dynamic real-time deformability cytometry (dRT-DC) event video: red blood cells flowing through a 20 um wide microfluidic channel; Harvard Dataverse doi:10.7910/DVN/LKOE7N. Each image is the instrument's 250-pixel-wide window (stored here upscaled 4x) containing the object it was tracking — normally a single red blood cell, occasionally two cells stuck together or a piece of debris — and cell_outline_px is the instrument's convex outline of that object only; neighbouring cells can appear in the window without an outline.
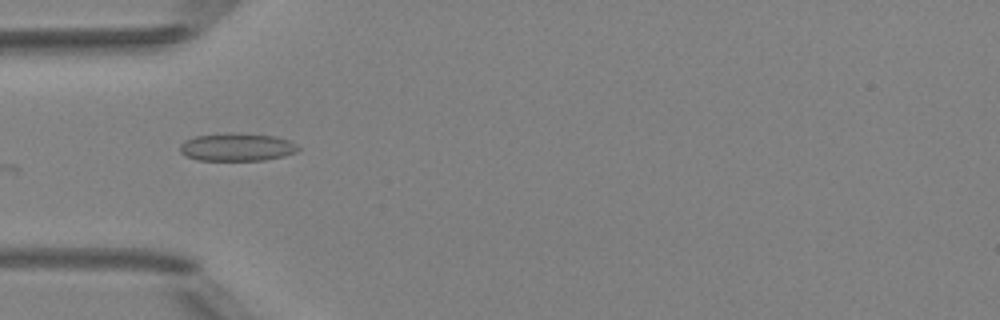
{"species": "Egyptian fruit bat (a non-hibernating species)", "species_latin": "Rousettus aegyptiacus", "temperature_condition": "room temperature", "stored_images_in_passage": 7, "camera_frame_rate_fps": 3000, "um_per_image_px": 0.085, "animal": {"sex": "female"}, "frame": {"image": 1, "passage_image": 6, "time_ms": 5.667, "image_size_px": [1000, 320], "cell_outline_px": [[300, 148], [296, 152], [284, 156], [264, 160], [196, 160], [180, 152], [180, 144], [196, 136], [228, 132], [232, 132], [276, 136], [288, 140], [296, 144]], "centroid_in_image_um": [20.16, 12.5], "position_along_channel_um": 64.8, "area_um2": 19.19}}
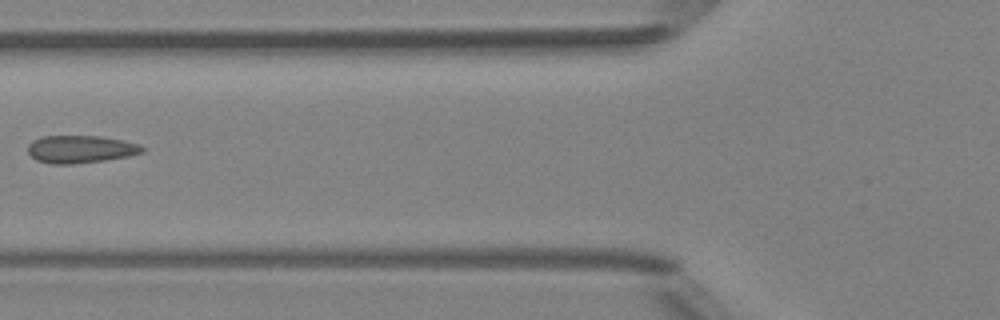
{"frame": {"image": 2, "passage_image": 7, "time_ms": 7.0, "image_size_px": [1000, 320], "cell_outline_px": [[144, 152], [128, 156], [104, 160], [72, 164], [52, 164], [36, 160], [28, 152], [28, 144], [32, 140], [44, 136], [100, 136], [124, 140], [140, 144], [144, 148]], "centroid_in_image_um": [6.85, 12.67], "position_along_channel_um": 118.9, "area_um2": 18.44}}